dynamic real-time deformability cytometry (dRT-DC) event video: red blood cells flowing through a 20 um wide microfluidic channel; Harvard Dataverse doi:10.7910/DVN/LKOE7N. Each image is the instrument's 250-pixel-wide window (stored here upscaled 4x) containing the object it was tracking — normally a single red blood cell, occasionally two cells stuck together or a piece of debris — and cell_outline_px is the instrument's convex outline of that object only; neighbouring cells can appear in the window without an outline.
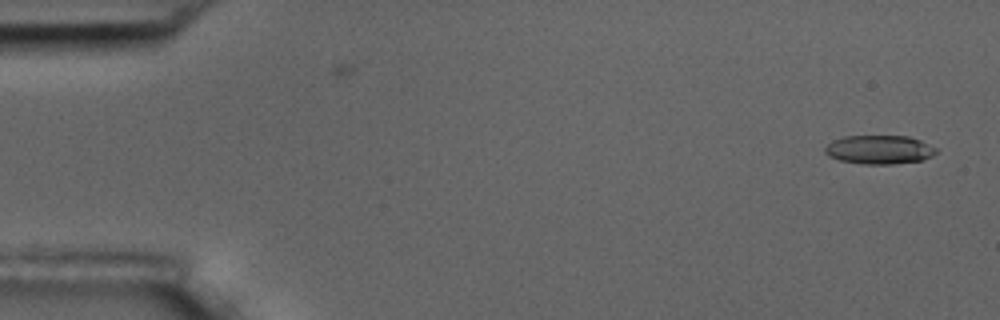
{"species": "common noctule bat (a hibernating species)", "species_latin": "Nyctalus noctula", "temperature_condition": "room temperature", "stored_images_in_passage": 2, "camera_frame_rate_fps": 3000, "um_per_image_px": 0.085, "animal": {"sex": "male", "body_mass_g": 17.5, "forearm_length_mm": 52.3}, "frame": {"image": 1, "passage_image": 2, "time_ms": 1.0, "image_size_px": [1000, 320], "cell_outline_px": [[936, 152], [932, 156], [924, 160], [892, 164], [864, 164], [840, 160], [828, 156], [824, 152], [824, 148], [832, 140], [844, 136], [908, 136], [920, 140], [936, 148]], "centroid_in_image_um": [74.72, 12.72], "position_along_channel_um": 10.3, "area_um2": 18.67}}